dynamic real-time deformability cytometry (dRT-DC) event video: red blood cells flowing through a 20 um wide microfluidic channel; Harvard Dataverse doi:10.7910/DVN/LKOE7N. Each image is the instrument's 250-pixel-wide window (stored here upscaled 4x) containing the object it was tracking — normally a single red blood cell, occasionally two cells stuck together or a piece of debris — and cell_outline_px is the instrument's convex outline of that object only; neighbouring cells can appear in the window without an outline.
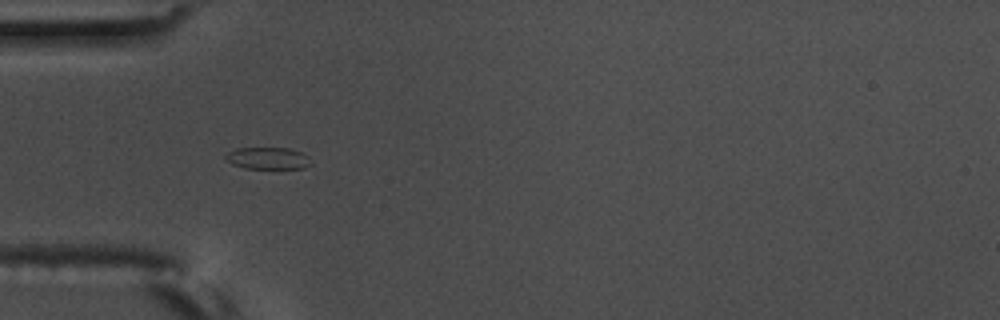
{"species": "common noctule bat (a hibernating species)", "species_latin": "Nyctalus noctula", "temperature_condition": "warm", "stored_images_in_passage": 39, "camera_frame_rate_fps": 3000, "um_per_image_px": 0.085, "animal": {"sex": "male", "body_mass_g": 17.5, "forearm_length_mm": 52.3}, "frame": {"image": 1, "passage_image": 1, "time_ms": 0.0, "image_size_px": [1000, 320], "cell_outline_px": [[312, 164], [304, 168], [244, 168], [232, 164], [224, 156], [228, 152], [236, 148], [288, 148], [300, 152], [308, 156]], "centroid_in_image_um": [22.77, 13.45], "position_along_channel_um": 62.2, "area_um2": 10.81}}
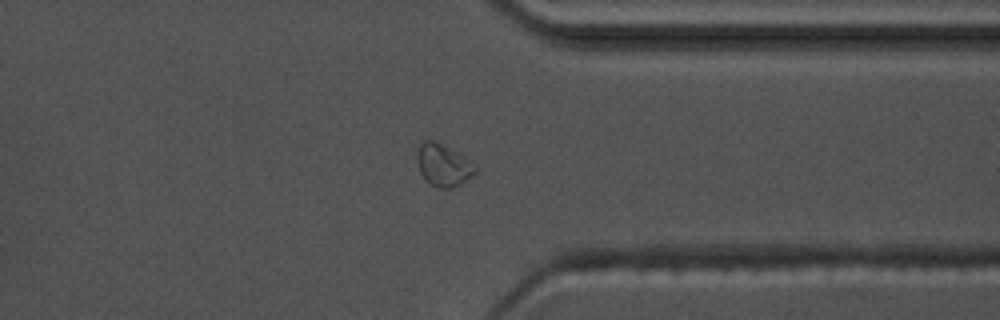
{"frame": {"image": 2, "passage_image": 27, "time_ms": 8.667, "image_size_px": [1000, 320], "cell_outline_px": [[476, 172], [460, 184], [452, 188], [440, 188], [432, 184], [420, 172], [416, 160], [416, 156], [420, 140], [432, 140], [464, 156], [476, 164]], "centroid_in_image_um": [37.67, 14.01], "position_along_channel_um": 373.7, "area_um2": 14.1}}
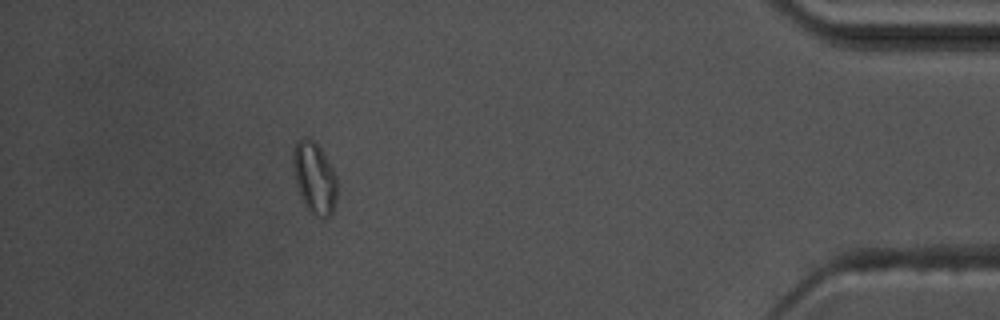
{"frame": {"image": 3, "passage_image": 34, "time_ms": 11.0, "image_size_px": [1000, 320], "cell_outline_px": [[336, 200], [332, 212], [328, 216], [316, 216], [308, 212], [300, 196], [296, 184], [292, 164], [292, 152], [296, 140], [304, 136], [312, 140], [320, 148], [332, 168], [336, 176]], "centroid_in_image_um": [26.69, 15.1], "position_along_channel_um": 408.5, "area_um2": 18.38}, "authors_computed_cell_mechanics": {"area_um2": 11.1554, "velocity_mm_per_s": 3.6553, "shape_relaxation_time_tau1_ms": null, "shape_relaxation_time_tau2_ms": 3.3934, "deformation_change_tau1": null, "deformation_change_tau2": 0.0712}}